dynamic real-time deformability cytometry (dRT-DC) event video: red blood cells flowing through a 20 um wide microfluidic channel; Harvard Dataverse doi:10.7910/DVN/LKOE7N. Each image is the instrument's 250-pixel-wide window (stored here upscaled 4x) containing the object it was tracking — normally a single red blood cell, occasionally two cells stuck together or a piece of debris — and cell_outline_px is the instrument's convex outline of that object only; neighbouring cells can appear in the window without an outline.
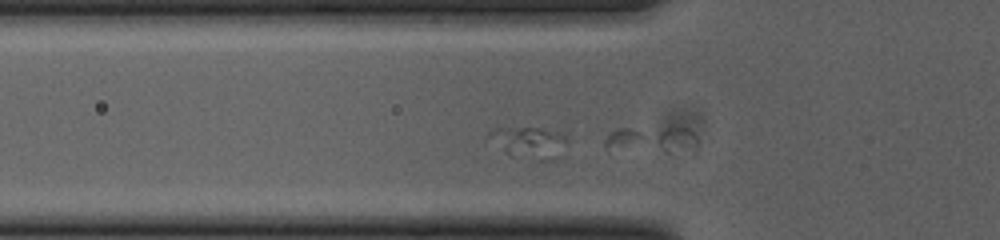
{"species": "common noctule bat (a hibernating species)", "species_latin": "Nyctalus noctula", "temperature_condition": "cold", "stored_images_in_passage": 42, "segment_of_instrument_passage": [2, 2], "camera_frame_rate_fps": 3000, "um_per_image_px": 0.085, "animal": {"sex": "female", "body_mass_g": 23.0, "forearm_length_mm": 53.4}, "frame": {"image": 1, "passage_image": 7, "time_ms": 2.0, "image_size_px": [1000, 240], "cell_outline_px": [[696, 144], [604, 148], [604, 140], [616, 128], [688, 128], [696, 136]], "centroid_in_image_um": [55.19, 11.68], "position_along_channel_um": 70.6, "area_um2": 11.21}}
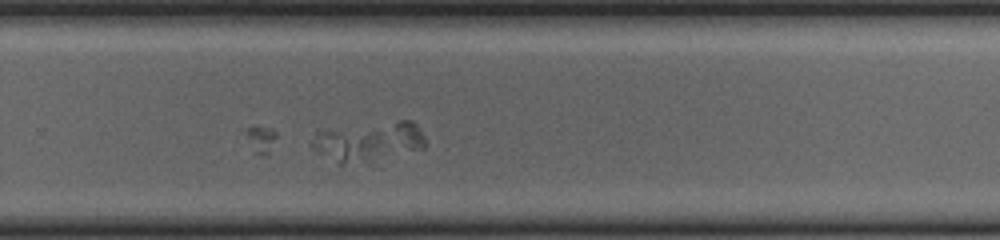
{"frame": {"image": 2, "passage_image": 25, "time_ms": 8.0, "image_size_px": [1000, 240], "cell_outline_px": [[380, 136], [376, 148], [368, 164], [336, 164], [316, 152], [312, 148], [312, 144], [316, 128], [380, 132]], "centroid_in_image_um": [29.39, 12.36], "position_along_channel_um": 300.4, "area_um2": 14.16}}